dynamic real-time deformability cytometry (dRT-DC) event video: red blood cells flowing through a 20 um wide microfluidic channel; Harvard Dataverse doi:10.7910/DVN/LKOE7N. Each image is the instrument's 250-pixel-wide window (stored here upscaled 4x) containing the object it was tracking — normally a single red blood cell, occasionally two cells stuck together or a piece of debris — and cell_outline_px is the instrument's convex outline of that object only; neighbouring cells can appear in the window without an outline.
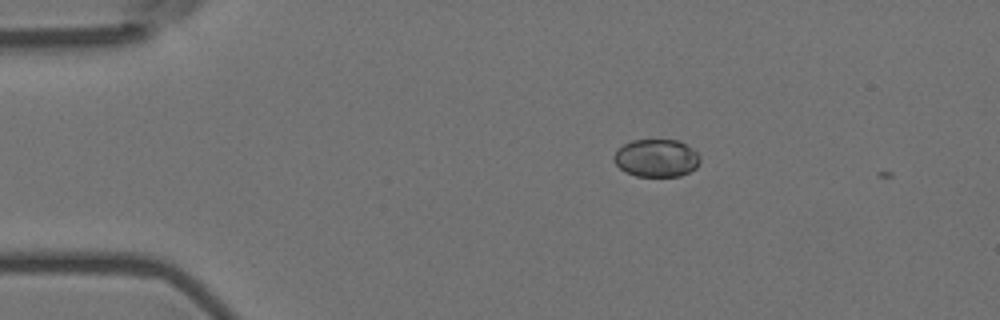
{"species": "Egyptian fruit bat (a non-hibernating species)", "species_latin": "Rousettus aegyptiacus", "temperature_condition": "room temperature", "stored_images_in_passage": 2, "camera_frame_rate_fps": 3000, "um_per_image_px": 0.085, "animal": {"sex": "female"}, "frame": {"image": 1, "passage_image": 1, "time_ms": 0.0, "image_size_px": [1000, 320], "cell_outline_px": [[700, 160], [696, 168], [680, 176], [636, 176], [624, 172], [616, 164], [612, 156], [616, 148], [632, 140], [680, 140], [696, 152], [700, 156]], "centroid_in_image_um": [55.76, 13.43], "position_along_channel_um": 29.2, "area_um2": 19.07}}